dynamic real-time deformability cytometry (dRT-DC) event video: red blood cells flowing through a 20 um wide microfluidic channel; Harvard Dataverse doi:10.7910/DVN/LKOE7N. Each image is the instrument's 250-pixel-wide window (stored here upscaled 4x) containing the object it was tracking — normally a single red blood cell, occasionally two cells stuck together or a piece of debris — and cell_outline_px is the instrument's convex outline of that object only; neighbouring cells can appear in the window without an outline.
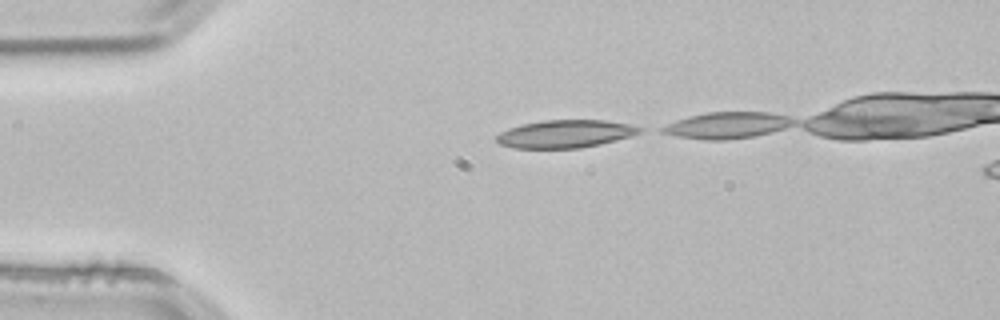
{"species": "common noctule bat (a hibernating species)", "species_latin": "Nyctalus noctula", "temperature_condition": "room temperature", "stored_images_in_passage": 6, "camera_frame_rate_fps": 3000, "um_per_image_px": 0.085, "animal": {"sex": "male", "body_mass_g": 21.5, "forearm_length_mm": 52.0}, "frame": {"image": 1, "passage_image": 1, "time_ms": 0.0, "image_size_px": [1000, 320], "cell_outline_px": [[644, 132], [616, 140], [600, 144], [580, 148], [512, 148], [500, 144], [496, 140], [496, 136], [500, 132], [508, 128], [520, 124], [544, 120], [604, 120], [628, 124], [644, 128]], "centroid_in_image_um": [48.04, 11.37], "position_along_channel_um": 37.0, "area_um2": 23.29}}